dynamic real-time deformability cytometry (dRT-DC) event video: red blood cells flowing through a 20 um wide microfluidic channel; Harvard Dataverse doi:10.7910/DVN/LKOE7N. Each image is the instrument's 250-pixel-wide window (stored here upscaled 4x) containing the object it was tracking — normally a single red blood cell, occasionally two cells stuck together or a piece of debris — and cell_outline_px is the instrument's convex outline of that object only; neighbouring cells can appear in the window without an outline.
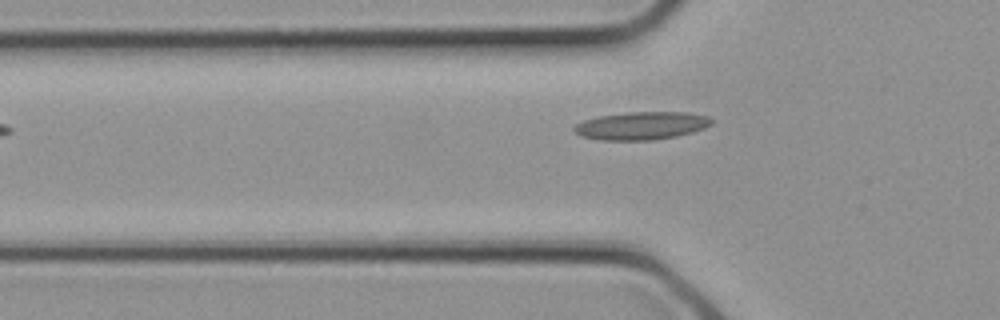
{"species": "common noctule bat (a hibernating species)", "species_latin": "Nyctalus noctula", "temperature_condition": "cold", "stored_images_in_passage": 3, "camera_frame_rate_fps": 3000, "um_per_image_px": 0.085, "animal": {"sex": "female", "body_mass_g": 21.9}, "frame": {"image": 1, "passage_image": 3, "time_ms": 0.667, "image_size_px": [1000, 320], "cell_outline_px": [[712, 124], [704, 128], [692, 132], [676, 136], [652, 140], [600, 140], [580, 136], [572, 128], [576, 124], [584, 120], [596, 116], [628, 112], [688, 112], [708, 116], [712, 120]], "centroid_in_image_um": [54.51, 10.68], "position_along_channel_um": 71.3, "area_um2": 22.43}}